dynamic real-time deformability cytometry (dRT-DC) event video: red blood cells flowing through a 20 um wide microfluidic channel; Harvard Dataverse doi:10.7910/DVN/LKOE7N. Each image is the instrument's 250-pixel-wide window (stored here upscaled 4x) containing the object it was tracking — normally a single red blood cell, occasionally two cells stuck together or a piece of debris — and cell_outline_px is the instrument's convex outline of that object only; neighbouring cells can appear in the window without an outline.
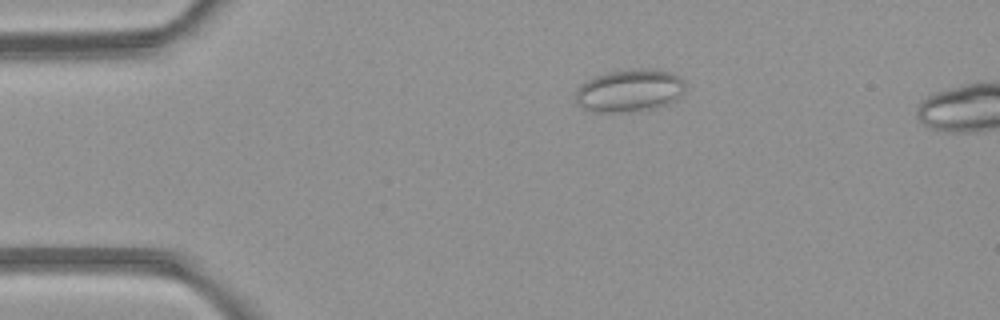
{"species": "common noctule bat (a hibernating species)", "species_latin": "Nyctalus noctula", "temperature_condition": "room temperature", "stored_images_in_passage": 5, "camera_frame_rate_fps": 3000, "um_per_image_px": 0.085, "animal": {"sex": "female", "body_mass_g": 21.9}, "frame": {"image": 1, "passage_image": 3, "time_ms": 2.333, "image_size_px": [1000, 320], "cell_outline_px": [[684, 88], [668, 104], [656, 108], [632, 112], [592, 112], [576, 104], [576, 92], [580, 84], [604, 72], [640, 68], [656, 68], [668, 72], [684, 80]], "centroid_in_image_um": [53.45, 7.7], "position_along_channel_um": 31.5, "area_um2": 27.22}}